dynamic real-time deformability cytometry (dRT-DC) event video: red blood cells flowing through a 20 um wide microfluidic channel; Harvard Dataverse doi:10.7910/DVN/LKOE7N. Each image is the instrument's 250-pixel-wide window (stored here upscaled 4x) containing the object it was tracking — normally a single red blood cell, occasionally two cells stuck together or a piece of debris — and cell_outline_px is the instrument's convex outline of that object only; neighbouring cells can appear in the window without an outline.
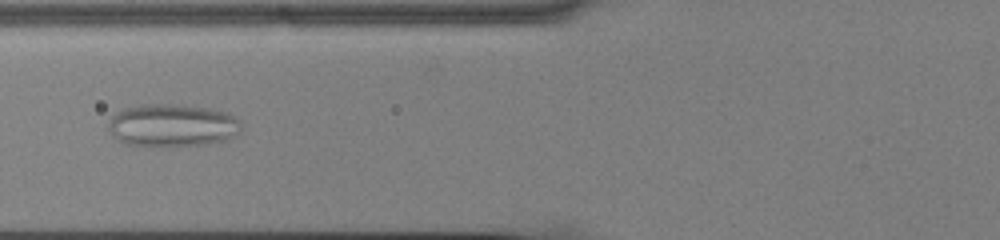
{"species": "common noctule bat (a hibernating species)", "species_latin": "Nyctalus noctula", "temperature_condition": "cold", "stored_images_in_passage": 53, "camera_frame_rate_fps": 3000, "um_per_image_px": 0.085, "animal": {"sex": "male", "body_mass_g": 13.0, "forearm_length_mm": 53.1}, "frame": {"image": 1, "passage_image": 20, "time_ms": 6.333, "image_size_px": [1000, 240], "cell_outline_px": [[240, 132], [236, 136], [228, 140], [204, 144], [124, 144], [116, 140], [108, 128], [108, 120], [116, 112], [124, 108], [140, 104], [180, 104], [208, 108], [224, 112], [240, 120]], "centroid_in_image_um": [14.63, 10.62], "position_along_channel_um": 111.2, "area_um2": 32.71}}
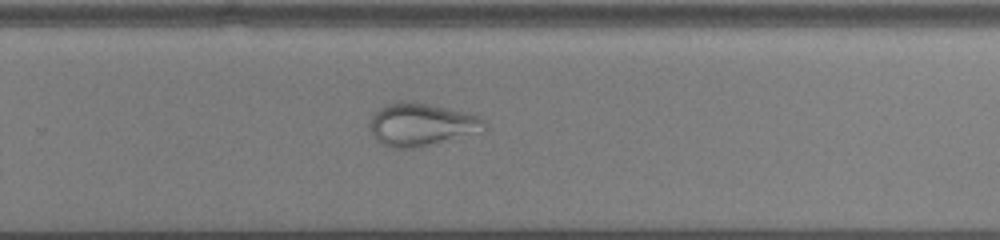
{"frame": {"image": 2, "passage_image": 35, "time_ms": 11.333, "image_size_px": [1000, 240], "cell_outline_px": [[488, 128], [484, 132], [420, 148], [392, 148], [376, 140], [372, 136], [368, 128], [368, 124], [376, 108], [396, 100], [400, 100], [448, 108], [480, 116], [488, 124]], "centroid_in_image_um": [35.83, 10.6], "position_along_channel_um": 294.0, "area_um2": 29.36}}
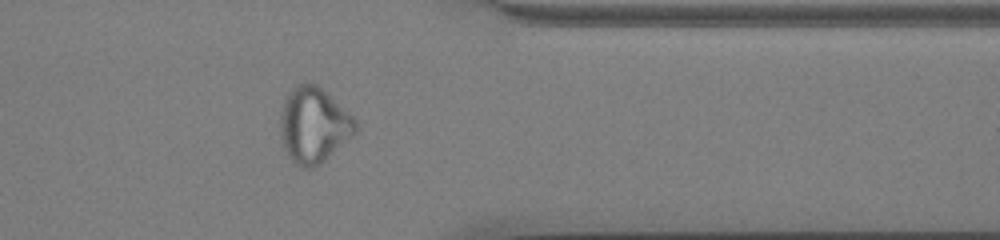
{"frame": {"image": 3, "passage_image": 43, "time_ms": 14.0, "image_size_px": [1000, 240], "cell_outline_px": [[360, 128], [352, 136], [320, 164], [312, 168], [304, 168], [296, 164], [288, 156], [284, 148], [280, 136], [280, 116], [288, 92], [296, 84], [308, 80], [316, 84], [348, 112], [356, 120]], "centroid_in_image_um": [26.65, 10.63], "position_along_channel_um": 384.7, "area_um2": 33.06}}